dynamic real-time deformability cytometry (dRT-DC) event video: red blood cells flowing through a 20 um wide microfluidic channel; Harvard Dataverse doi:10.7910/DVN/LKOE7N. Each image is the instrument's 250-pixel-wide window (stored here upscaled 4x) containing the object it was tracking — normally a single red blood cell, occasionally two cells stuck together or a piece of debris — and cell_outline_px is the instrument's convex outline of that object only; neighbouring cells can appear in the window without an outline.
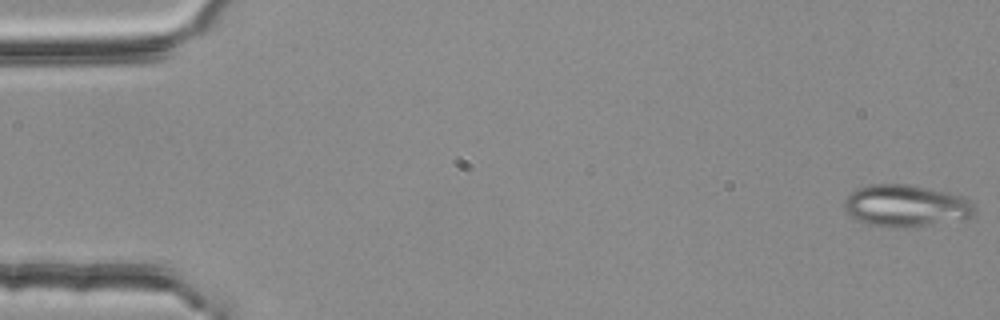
{"species": "common noctule bat (a hibernating species)", "species_latin": "Nyctalus noctula", "temperature_condition": "room temperature", "stored_images_in_passage": 55, "segment_of_instrument_passage": [1, 2], "camera_frame_rate_fps": 3000, "um_per_image_px": 0.085, "animal": {"sex": "female", "body_mass_g": 25.1}, "frame": {"image": 1, "passage_image": 1, "time_ms": 0.0, "image_size_px": [1000, 320], "cell_outline_px": [[976, 212], [964, 220], [904, 228], [892, 228], [868, 224], [856, 220], [844, 208], [844, 200], [856, 188], [868, 184], [908, 184], [948, 192], [964, 196], [976, 208]], "centroid_in_image_um": [77.02, 17.5], "position_along_channel_um": 8.0, "area_um2": 32.19}}
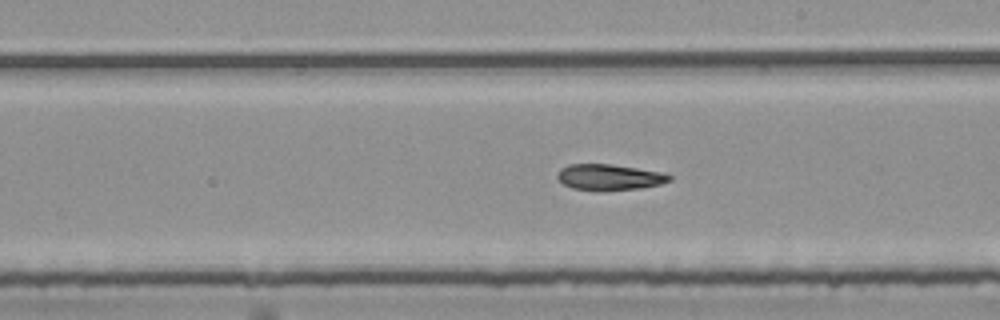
{"frame": {"image": 2, "passage_image": 31, "time_ms": 10.0, "image_size_px": [1000, 320], "cell_outline_px": [[672, 180], [660, 184], [640, 188], [604, 192], [600, 192], [572, 188], [564, 184], [556, 176], [556, 172], [560, 168], [568, 164], [612, 164], [664, 172], [672, 176]], "centroid_in_image_um": [51.79, 15.07], "position_along_channel_um": 237.2, "area_um2": 17.4}}
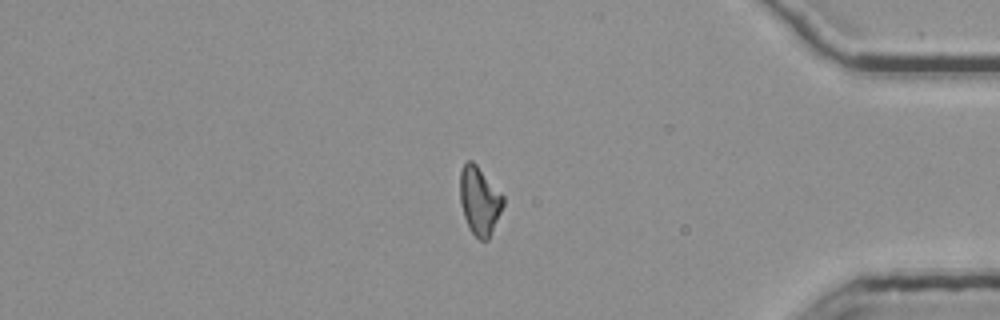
{"frame": {"image": 3, "passage_image": 46, "time_ms": 15.0, "image_size_px": [1000, 320], "cell_outline_px": [[504, 204], [488, 240], [480, 240], [472, 232], [464, 216], [460, 204], [460, 172], [464, 164], [468, 160], [472, 160], [476, 164], [504, 196]], "centroid_in_image_um": [40.75, 17.04], "position_along_channel_um": 394.4, "area_um2": 16.94}}